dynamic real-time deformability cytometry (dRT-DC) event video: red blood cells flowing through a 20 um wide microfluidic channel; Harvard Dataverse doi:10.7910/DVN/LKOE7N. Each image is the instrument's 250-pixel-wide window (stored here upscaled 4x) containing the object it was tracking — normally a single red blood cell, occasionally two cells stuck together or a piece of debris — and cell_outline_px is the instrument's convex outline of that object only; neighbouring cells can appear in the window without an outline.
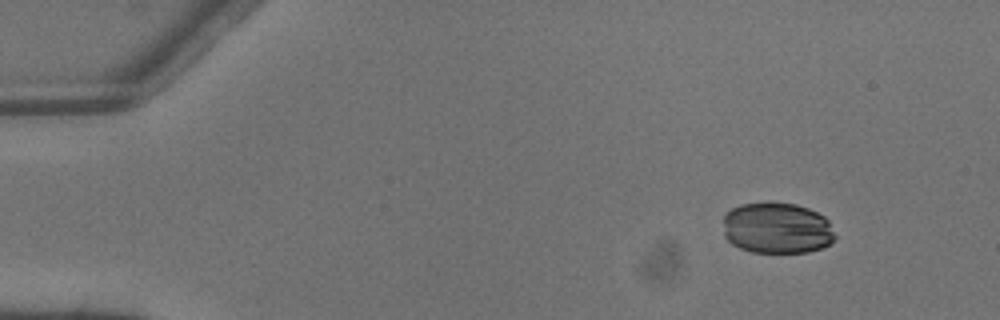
{"species": "common noctule bat (a hibernating species)", "species_latin": "Nyctalus noctula", "temperature_condition": "warm", "stored_images_in_passage": 4, "camera_frame_rate_fps": 3000, "um_per_image_px": 0.085, "animal": {"sex": "male", "body_mass_g": 13.3}, "frame": {"image": 1, "passage_image": 1, "time_ms": 0.0, "image_size_px": [1000, 320], "cell_outline_px": [[836, 236], [828, 244], [820, 248], [808, 252], [752, 252], [740, 248], [732, 244], [724, 236], [724, 216], [732, 208], [740, 204], [796, 204], [808, 208], [824, 216], [828, 220]], "centroid_in_image_um": [66.04, 19.41], "position_along_channel_um": 19.0, "area_um2": 32.95}}